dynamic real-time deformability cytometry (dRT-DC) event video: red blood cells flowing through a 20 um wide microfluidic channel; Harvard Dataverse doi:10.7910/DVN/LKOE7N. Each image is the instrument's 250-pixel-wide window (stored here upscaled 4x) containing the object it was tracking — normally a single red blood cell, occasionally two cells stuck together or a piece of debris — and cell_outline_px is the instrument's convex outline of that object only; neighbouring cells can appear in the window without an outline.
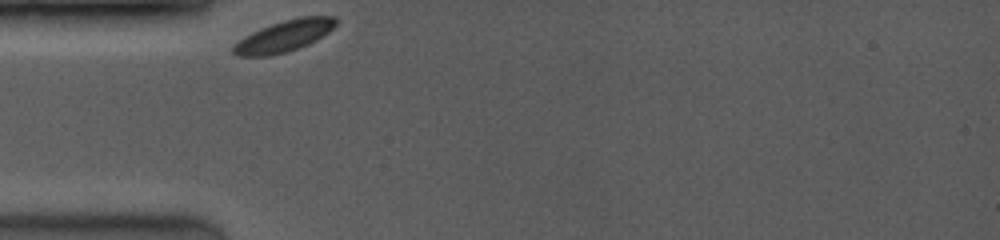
{"species": "common noctule bat (a hibernating species)", "species_latin": "Nyctalus noctula", "temperature_condition": "room temperature", "stored_images_in_passage": 21, "camera_frame_rate_fps": 3500, "um_per_image_px": 0.085, "animal": {"sex": "female", "body_mass_g": 19.0, "forearm_length_mm": 53.3}, "frame": {"image": 1, "passage_image": 1, "time_ms": 0.0, "image_size_px": [1000, 240], "cell_outline_px": [[336, 24], [328, 32], [316, 40], [308, 44], [288, 52], [272, 56], [236, 56], [232, 52], [232, 48], [244, 36], [260, 28], [284, 20], [300, 16], [336, 16]], "centroid_in_image_um": [24.14, 3.07], "position_along_channel_um": 60.9, "area_um2": 18.73}}
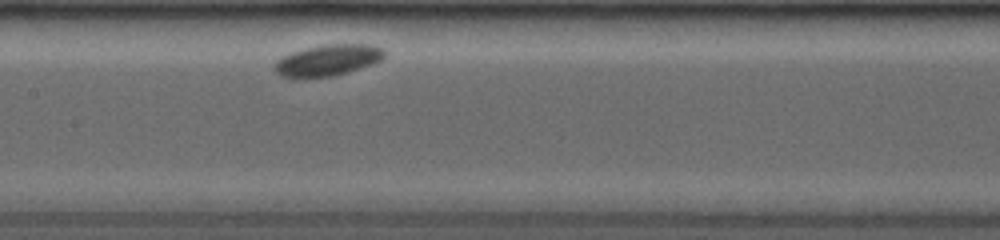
{"frame": {"image": 2, "passage_image": 13, "time_ms": 3.429, "image_size_px": [1000, 240], "cell_outline_px": [[388, 52], [380, 60], [372, 64], [348, 72], [332, 76], [300, 80], [292, 80], [280, 76], [272, 68], [276, 60], [292, 52], [304, 48], [324, 44], [372, 44], [384, 48]], "centroid_in_image_um": [27.82, 5.15], "position_along_channel_um": 179.6, "area_um2": 20.75}}
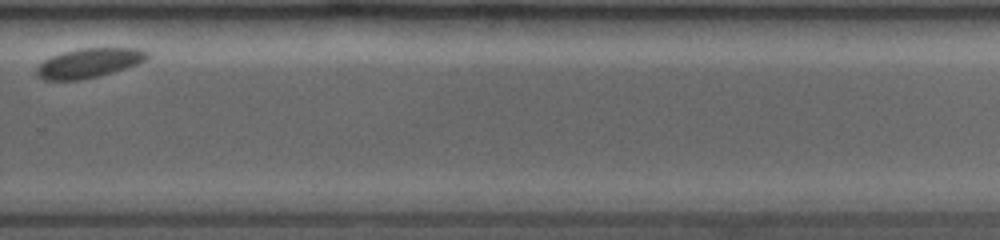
{"frame": {"image": 3, "passage_image": 20, "time_ms": 7.429, "image_size_px": [1000, 240], "cell_outline_px": [[148, 56], [140, 64], [100, 76], [80, 80], [44, 80], [36, 76], [36, 68], [44, 60], [52, 56], [64, 52], [80, 48], [140, 48], [148, 52]], "centroid_in_image_um": [7.57, 5.36], "position_along_channel_um": 322.2, "area_um2": 19.07}}